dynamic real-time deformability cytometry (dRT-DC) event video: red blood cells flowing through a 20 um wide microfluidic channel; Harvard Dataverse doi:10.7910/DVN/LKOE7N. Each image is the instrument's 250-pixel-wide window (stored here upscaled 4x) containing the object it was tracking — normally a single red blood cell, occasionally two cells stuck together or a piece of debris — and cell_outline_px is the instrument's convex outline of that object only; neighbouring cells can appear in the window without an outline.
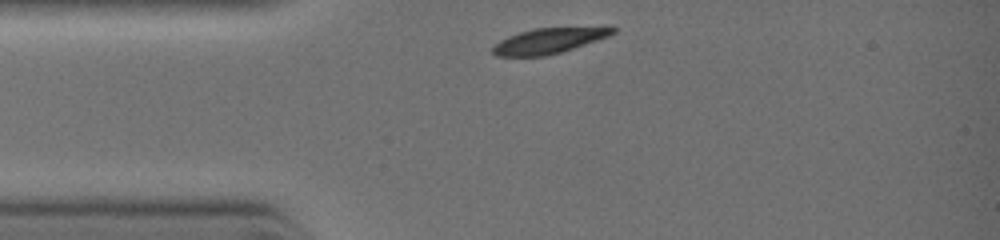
{"species": "common noctule bat (a hibernating species)", "species_latin": "Nyctalus noctula", "temperature_condition": "warm", "stored_images_in_passage": 10, "camera_frame_rate_fps": 3000, "um_per_image_px": 0.085, "animal": {"sex": "female", "body_mass_g": 19.0, "forearm_length_mm": 51.5}, "frame": {"image": 1, "passage_image": 1, "time_ms": 0.0, "image_size_px": [1000, 240], "cell_outline_px": [[616, 32], [608, 36], [560, 52], [544, 56], [496, 56], [492, 52], [492, 48], [500, 40], [508, 36], [520, 32], [536, 28], [604, 24], [608, 24], [616, 28]], "centroid_in_image_um": [46.78, 3.4], "position_along_channel_um": 38.2, "area_um2": 18.32}}
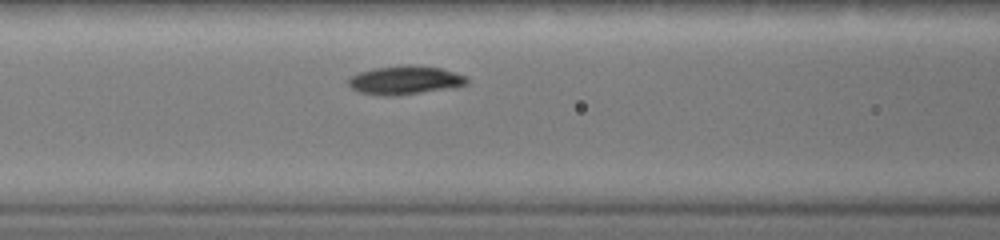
{"frame": {"image": 2, "passage_image": 6, "time_ms": 2.0, "image_size_px": [1000, 240], "cell_outline_px": [[468, 84], [456, 88], [392, 96], [384, 96], [360, 92], [352, 88], [348, 84], [348, 80], [352, 76], [360, 72], [372, 68], [404, 64], [408, 64], [440, 68], [468, 76]], "centroid_in_image_um": [34.48, 6.81], "position_along_channel_um": 132.1, "area_um2": 20.0}}
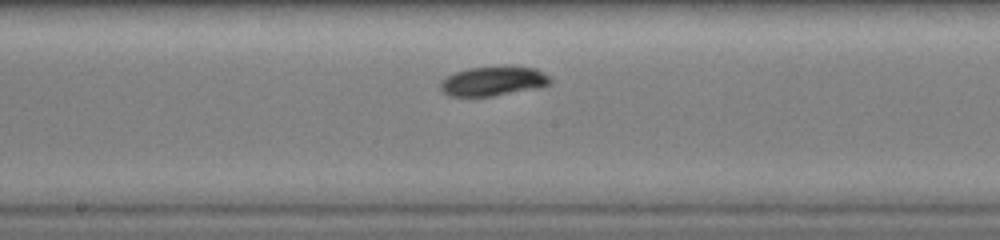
{"frame": {"image": 3, "passage_image": 10, "time_ms": 3.333, "image_size_px": [1000, 240], "cell_outline_px": [[552, 84], [544, 88], [492, 96], [448, 96], [440, 88], [440, 80], [456, 72], [468, 68], [508, 64], [536, 68], [552, 76]], "centroid_in_image_um": [42.04, 6.87], "position_along_channel_um": 206.2, "area_um2": 19.77}}